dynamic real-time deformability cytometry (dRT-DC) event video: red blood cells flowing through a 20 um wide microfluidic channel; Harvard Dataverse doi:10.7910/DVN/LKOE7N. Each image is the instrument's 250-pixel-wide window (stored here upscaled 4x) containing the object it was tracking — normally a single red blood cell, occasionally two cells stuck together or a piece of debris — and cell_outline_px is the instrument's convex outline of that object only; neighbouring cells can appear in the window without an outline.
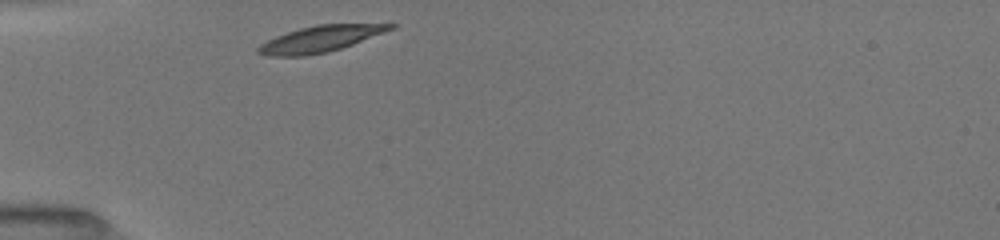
{"species": "common noctule bat (a hibernating species)", "species_latin": "Nyctalus noctula", "temperature_condition": "room temperature", "stored_images_in_passage": 29, "camera_frame_rate_fps": 3000, "um_per_image_px": 0.085, "animal": {"sex": "female", "body_mass_g": 19.5, "forearm_length_mm": 54.1}, "frame": {"image": 1, "passage_image": 1, "time_ms": 0.0, "image_size_px": [1000, 240], "cell_outline_px": [[396, 28], [352, 44], [328, 52], [304, 56], [268, 56], [256, 52], [256, 48], [260, 44], [276, 36], [300, 28], [316, 24], [396, 24]], "centroid_in_image_um": [27.2, 3.31], "position_along_channel_um": 57.8, "area_um2": 20.0}}
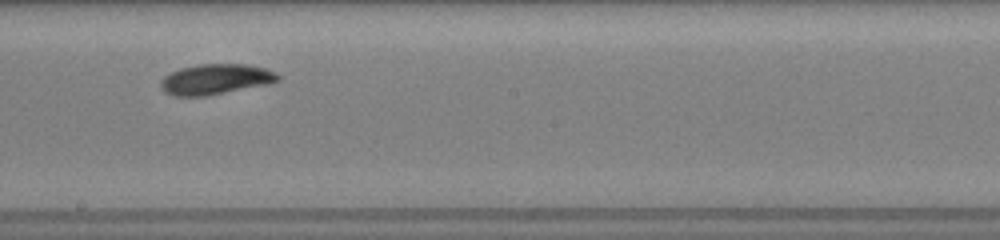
{"frame": {"image": 2, "passage_image": 15, "time_ms": 4.667, "image_size_px": [1000, 240], "cell_outline_px": [[280, 80], [268, 84], [204, 96], [172, 96], [164, 92], [160, 88], [160, 80], [164, 76], [180, 68], [200, 64], [244, 64], [264, 68], [276, 72], [280, 76]], "centroid_in_image_um": [18.3, 6.74], "position_along_channel_um": 229.9, "area_um2": 20.75}}
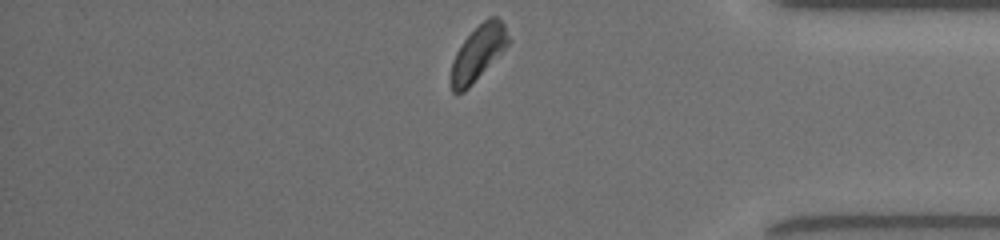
{"frame": {"image": 3, "passage_image": 29, "time_ms": 9.333, "image_size_px": [1000, 240], "cell_outline_px": [[512, 40], [468, 88], [464, 92], [452, 92], [452, 60], [456, 52], [464, 40], [488, 16], [496, 16], [504, 24]], "centroid_in_image_um": [40.67, 4.46], "position_along_channel_um": 394.5, "area_um2": 17.86}, "authors_computed_cell_mechanics": {"area_um2": 20.1722, "velocity_mm_per_s": 3.9427, "shape_relaxation_time_tau1_ms": 2.2835, "shape_relaxation_time_tau2_ms": null, "deformation_change_tau1": 0.1158, "deformation_change_tau2": null}}